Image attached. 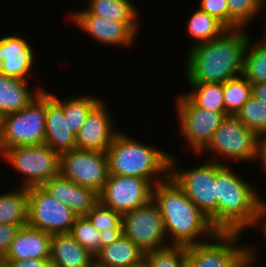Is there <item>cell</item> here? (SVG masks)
Masks as SVG:
<instances>
[{"label": "cell", "mask_w": 266, "mask_h": 267, "mask_svg": "<svg viewBox=\"0 0 266 267\" xmlns=\"http://www.w3.org/2000/svg\"><path fill=\"white\" fill-rule=\"evenodd\" d=\"M153 185L140 177L109 174L99 202L114 211L124 214L144 206L152 199Z\"/></svg>", "instance_id": "cell-14"}, {"label": "cell", "mask_w": 266, "mask_h": 267, "mask_svg": "<svg viewBox=\"0 0 266 267\" xmlns=\"http://www.w3.org/2000/svg\"><path fill=\"white\" fill-rule=\"evenodd\" d=\"M144 252L122 235L112 244L102 247L95 256V267H133L144 261Z\"/></svg>", "instance_id": "cell-23"}, {"label": "cell", "mask_w": 266, "mask_h": 267, "mask_svg": "<svg viewBox=\"0 0 266 267\" xmlns=\"http://www.w3.org/2000/svg\"><path fill=\"white\" fill-rule=\"evenodd\" d=\"M190 91L184 95L197 107L209 111L226 112L223 83H189Z\"/></svg>", "instance_id": "cell-27"}, {"label": "cell", "mask_w": 266, "mask_h": 267, "mask_svg": "<svg viewBox=\"0 0 266 267\" xmlns=\"http://www.w3.org/2000/svg\"><path fill=\"white\" fill-rule=\"evenodd\" d=\"M133 267H147L144 262L140 263L139 265L133 266Z\"/></svg>", "instance_id": "cell-45"}, {"label": "cell", "mask_w": 266, "mask_h": 267, "mask_svg": "<svg viewBox=\"0 0 266 267\" xmlns=\"http://www.w3.org/2000/svg\"><path fill=\"white\" fill-rule=\"evenodd\" d=\"M45 143L61 154L76 148V136L68 129L64 101L46 90Z\"/></svg>", "instance_id": "cell-19"}, {"label": "cell", "mask_w": 266, "mask_h": 267, "mask_svg": "<svg viewBox=\"0 0 266 267\" xmlns=\"http://www.w3.org/2000/svg\"><path fill=\"white\" fill-rule=\"evenodd\" d=\"M253 264H255V263L251 262V267H258V266L260 267L261 266V265L257 266V264L256 265H253Z\"/></svg>", "instance_id": "cell-46"}, {"label": "cell", "mask_w": 266, "mask_h": 267, "mask_svg": "<svg viewBox=\"0 0 266 267\" xmlns=\"http://www.w3.org/2000/svg\"><path fill=\"white\" fill-rule=\"evenodd\" d=\"M46 89L22 110L3 116L2 152L14 146L45 143Z\"/></svg>", "instance_id": "cell-6"}, {"label": "cell", "mask_w": 266, "mask_h": 267, "mask_svg": "<svg viewBox=\"0 0 266 267\" xmlns=\"http://www.w3.org/2000/svg\"><path fill=\"white\" fill-rule=\"evenodd\" d=\"M107 103L99 100L88 112L86 122L76 135V148L106 152L116 134L115 121L107 110Z\"/></svg>", "instance_id": "cell-16"}, {"label": "cell", "mask_w": 266, "mask_h": 267, "mask_svg": "<svg viewBox=\"0 0 266 267\" xmlns=\"http://www.w3.org/2000/svg\"><path fill=\"white\" fill-rule=\"evenodd\" d=\"M69 234L93 257L101 250L100 232L86 216H77Z\"/></svg>", "instance_id": "cell-33"}, {"label": "cell", "mask_w": 266, "mask_h": 267, "mask_svg": "<svg viewBox=\"0 0 266 267\" xmlns=\"http://www.w3.org/2000/svg\"><path fill=\"white\" fill-rule=\"evenodd\" d=\"M252 95L266 103V81L252 84Z\"/></svg>", "instance_id": "cell-42"}, {"label": "cell", "mask_w": 266, "mask_h": 267, "mask_svg": "<svg viewBox=\"0 0 266 267\" xmlns=\"http://www.w3.org/2000/svg\"><path fill=\"white\" fill-rule=\"evenodd\" d=\"M90 14L124 24H138V9L131 0H88Z\"/></svg>", "instance_id": "cell-25"}, {"label": "cell", "mask_w": 266, "mask_h": 267, "mask_svg": "<svg viewBox=\"0 0 266 267\" xmlns=\"http://www.w3.org/2000/svg\"><path fill=\"white\" fill-rule=\"evenodd\" d=\"M147 267H185L186 247L170 245L144 254Z\"/></svg>", "instance_id": "cell-34"}, {"label": "cell", "mask_w": 266, "mask_h": 267, "mask_svg": "<svg viewBox=\"0 0 266 267\" xmlns=\"http://www.w3.org/2000/svg\"><path fill=\"white\" fill-rule=\"evenodd\" d=\"M241 236L239 232H217L205 242L187 246L185 267H245L257 261V246H240Z\"/></svg>", "instance_id": "cell-5"}, {"label": "cell", "mask_w": 266, "mask_h": 267, "mask_svg": "<svg viewBox=\"0 0 266 267\" xmlns=\"http://www.w3.org/2000/svg\"><path fill=\"white\" fill-rule=\"evenodd\" d=\"M245 29H227L220 37L190 48L186 60L187 83H225L243 74L250 40Z\"/></svg>", "instance_id": "cell-1"}, {"label": "cell", "mask_w": 266, "mask_h": 267, "mask_svg": "<svg viewBox=\"0 0 266 267\" xmlns=\"http://www.w3.org/2000/svg\"><path fill=\"white\" fill-rule=\"evenodd\" d=\"M227 3L228 29L248 28L266 6V0H227Z\"/></svg>", "instance_id": "cell-29"}, {"label": "cell", "mask_w": 266, "mask_h": 267, "mask_svg": "<svg viewBox=\"0 0 266 267\" xmlns=\"http://www.w3.org/2000/svg\"><path fill=\"white\" fill-rule=\"evenodd\" d=\"M2 127H3V116L0 115V154L2 153Z\"/></svg>", "instance_id": "cell-43"}, {"label": "cell", "mask_w": 266, "mask_h": 267, "mask_svg": "<svg viewBox=\"0 0 266 267\" xmlns=\"http://www.w3.org/2000/svg\"><path fill=\"white\" fill-rule=\"evenodd\" d=\"M101 248L112 244L123 235V231L100 232Z\"/></svg>", "instance_id": "cell-41"}, {"label": "cell", "mask_w": 266, "mask_h": 267, "mask_svg": "<svg viewBox=\"0 0 266 267\" xmlns=\"http://www.w3.org/2000/svg\"><path fill=\"white\" fill-rule=\"evenodd\" d=\"M52 234L25 225L10 243L4 261L50 259Z\"/></svg>", "instance_id": "cell-20"}, {"label": "cell", "mask_w": 266, "mask_h": 267, "mask_svg": "<svg viewBox=\"0 0 266 267\" xmlns=\"http://www.w3.org/2000/svg\"><path fill=\"white\" fill-rule=\"evenodd\" d=\"M176 161L171 154L169 176L210 219L217 212V162L208 160L194 168L178 169Z\"/></svg>", "instance_id": "cell-7"}, {"label": "cell", "mask_w": 266, "mask_h": 267, "mask_svg": "<svg viewBox=\"0 0 266 267\" xmlns=\"http://www.w3.org/2000/svg\"><path fill=\"white\" fill-rule=\"evenodd\" d=\"M263 201L254 186L228 163H217V212L209 220L218 232L243 234Z\"/></svg>", "instance_id": "cell-3"}, {"label": "cell", "mask_w": 266, "mask_h": 267, "mask_svg": "<svg viewBox=\"0 0 266 267\" xmlns=\"http://www.w3.org/2000/svg\"><path fill=\"white\" fill-rule=\"evenodd\" d=\"M100 99L91 95H80L64 100V116L67 118L68 129L75 136L86 122L88 112Z\"/></svg>", "instance_id": "cell-31"}, {"label": "cell", "mask_w": 266, "mask_h": 267, "mask_svg": "<svg viewBox=\"0 0 266 267\" xmlns=\"http://www.w3.org/2000/svg\"><path fill=\"white\" fill-rule=\"evenodd\" d=\"M252 95V83L243 75L223 83V99L228 115H235Z\"/></svg>", "instance_id": "cell-30"}, {"label": "cell", "mask_w": 266, "mask_h": 267, "mask_svg": "<svg viewBox=\"0 0 266 267\" xmlns=\"http://www.w3.org/2000/svg\"><path fill=\"white\" fill-rule=\"evenodd\" d=\"M198 9L215 17L228 29V3L227 0H201Z\"/></svg>", "instance_id": "cell-36"}, {"label": "cell", "mask_w": 266, "mask_h": 267, "mask_svg": "<svg viewBox=\"0 0 266 267\" xmlns=\"http://www.w3.org/2000/svg\"><path fill=\"white\" fill-rule=\"evenodd\" d=\"M78 11V12H77ZM73 11L70 16L74 25L90 35L101 45L131 46L139 34L140 24H124L90 14L86 9Z\"/></svg>", "instance_id": "cell-15"}, {"label": "cell", "mask_w": 266, "mask_h": 267, "mask_svg": "<svg viewBox=\"0 0 266 267\" xmlns=\"http://www.w3.org/2000/svg\"><path fill=\"white\" fill-rule=\"evenodd\" d=\"M245 267H251V262H248Z\"/></svg>", "instance_id": "cell-47"}, {"label": "cell", "mask_w": 266, "mask_h": 267, "mask_svg": "<svg viewBox=\"0 0 266 267\" xmlns=\"http://www.w3.org/2000/svg\"><path fill=\"white\" fill-rule=\"evenodd\" d=\"M181 95V96H180ZM175 102L180 135L196 155L210 143L213 133L221 124L226 112L209 111L195 106L183 93Z\"/></svg>", "instance_id": "cell-11"}, {"label": "cell", "mask_w": 266, "mask_h": 267, "mask_svg": "<svg viewBox=\"0 0 266 267\" xmlns=\"http://www.w3.org/2000/svg\"><path fill=\"white\" fill-rule=\"evenodd\" d=\"M28 80L7 77L0 72V115L16 113L26 107L42 90L29 89Z\"/></svg>", "instance_id": "cell-22"}, {"label": "cell", "mask_w": 266, "mask_h": 267, "mask_svg": "<svg viewBox=\"0 0 266 267\" xmlns=\"http://www.w3.org/2000/svg\"><path fill=\"white\" fill-rule=\"evenodd\" d=\"M42 187L77 216H85L99 202V193L95 190L76 184L60 174L46 181Z\"/></svg>", "instance_id": "cell-18"}, {"label": "cell", "mask_w": 266, "mask_h": 267, "mask_svg": "<svg viewBox=\"0 0 266 267\" xmlns=\"http://www.w3.org/2000/svg\"><path fill=\"white\" fill-rule=\"evenodd\" d=\"M259 160L266 173V132L258 134L254 161Z\"/></svg>", "instance_id": "cell-38"}, {"label": "cell", "mask_w": 266, "mask_h": 267, "mask_svg": "<svg viewBox=\"0 0 266 267\" xmlns=\"http://www.w3.org/2000/svg\"><path fill=\"white\" fill-rule=\"evenodd\" d=\"M152 199L160 209L169 245H196L218 232L170 176L153 186Z\"/></svg>", "instance_id": "cell-2"}, {"label": "cell", "mask_w": 266, "mask_h": 267, "mask_svg": "<svg viewBox=\"0 0 266 267\" xmlns=\"http://www.w3.org/2000/svg\"><path fill=\"white\" fill-rule=\"evenodd\" d=\"M59 174L100 193L109 176L106 152L72 149L60 154Z\"/></svg>", "instance_id": "cell-12"}, {"label": "cell", "mask_w": 266, "mask_h": 267, "mask_svg": "<svg viewBox=\"0 0 266 267\" xmlns=\"http://www.w3.org/2000/svg\"><path fill=\"white\" fill-rule=\"evenodd\" d=\"M8 267H51L50 259L5 261Z\"/></svg>", "instance_id": "cell-39"}, {"label": "cell", "mask_w": 266, "mask_h": 267, "mask_svg": "<svg viewBox=\"0 0 266 267\" xmlns=\"http://www.w3.org/2000/svg\"><path fill=\"white\" fill-rule=\"evenodd\" d=\"M28 188L0 194V224L28 225Z\"/></svg>", "instance_id": "cell-24"}, {"label": "cell", "mask_w": 266, "mask_h": 267, "mask_svg": "<svg viewBox=\"0 0 266 267\" xmlns=\"http://www.w3.org/2000/svg\"><path fill=\"white\" fill-rule=\"evenodd\" d=\"M266 20V19H265ZM265 27H264V29L266 28V21H265V25H264ZM264 35L266 36V29L264 30Z\"/></svg>", "instance_id": "cell-48"}, {"label": "cell", "mask_w": 266, "mask_h": 267, "mask_svg": "<svg viewBox=\"0 0 266 267\" xmlns=\"http://www.w3.org/2000/svg\"><path fill=\"white\" fill-rule=\"evenodd\" d=\"M256 225L262 228L261 231L263 232L262 233L264 235L263 237H265L266 240V201H263L258 206L254 218L248 228H250L251 226L255 227Z\"/></svg>", "instance_id": "cell-40"}, {"label": "cell", "mask_w": 266, "mask_h": 267, "mask_svg": "<svg viewBox=\"0 0 266 267\" xmlns=\"http://www.w3.org/2000/svg\"><path fill=\"white\" fill-rule=\"evenodd\" d=\"M19 229V225L0 224V259L4 258Z\"/></svg>", "instance_id": "cell-37"}, {"label": "cell", "mask_w": 266, "mask_h": 267, "mask_svg": "<svg viewBox=\"0 0 266 267\" xmlns=\"http://www.w3.org/2000/svg\"><path fill=\"white\" fill-rule=\"evenodd\" d=\"M186 29L189 35L194 38L195 42L190 48L214 40L227 30L215 17L202 12L198 8L194 10L187 20Z\"/></svg>", "instance_id": "cell-26"}, {"label": "cell", "mask_w": 266, "mask_h": 267, "mask_svg": "<svg viewBox=\"0 0 266 267\" xmlns=\"http://www.w3.org/2000/svg\"><path fill=\"white\" fill-rule=\"evenodd\" d=\"M0 267H8L7 263L4 261V259H0Z\"/></svg>", "instance_id": "cell-44"}, {"label": "cell", "mask_w": 266, "mask_h": 267, "mask_svg": "<svg viewBox=\"0 0 266 267\" xmlns=\"http://www.w3.org/2000/svg\"><path fill=\"white\" fill-rule=\"evenodd\" d=\"M122 231L144 253L170 246L160 209L153 199L122 215Z\"/></svg>", "instance_id": "cell-10"}, {"label": "cell", "mask_w": 266, "mask_h": 267, "mask_svg": "<svg viewBox=\"0 0 266 267\" xmlns=\"http://www.w3.org/2000/svg\"><path fill=\"white\" fill-rule=\"evenodd\" d=\"M1 156L22 174V187L42 186L59 175L60 154L46 144L14 146L5 149Z\"/></svg>", "instance_id": "cell-8"}, {"label": "cell", "mask_w": 266, "mask_h": 267, "mask_svg": "<svg viewBox=\"0 0 266 267\" xmlns=\"http://www.w3.org/2000/svg\"><path fill=\"white\" fill-rule=\"evenodd\" d=\"M28 225L49 234L69 233L77 215L42 186L28 187Z\"/></svg>", "instance_id": "cell-13"}, {"label": "cell", "mask_w": 266, "mask_h": 267, "mask_svg": "<svg viewBox=\"0 0 266 267\" xmlns=\"http://www.w3.org/2000/svg\"><path fill=\"white\" fill-rule=\"evenodd\" d=\"M50 262L51 267H95V257L69 233L52 235Z\"/></svg>", "instance_id": "cell-21"}, {"label": "cell", "mask_w": 266, "mask_h": 267, "mask_svg": "<svg viewBox=\"0 0 266 267\" xmlns=\"http://www.w3.org/2000/svg\"><path fill=\"white\" fill-rule=\"evenodd\" d=\"M257 137L258 134L248 129L235 115H227L201 153L207 150L214 153V157L209 160L220 164H226L228 160L251 162L255 157Z\"/></svg>", "instance_id": "cell-9"}, {"label": "cell", "mask_w": 266, "mask_h": 267, "mask_svg": "<svg viewBox=\"0 0 266 267\" xmlns=\"http://www.w3.org/2000/svg\"><path fill=\"white\" fill-rule=\"evenodd\" d=\"M33 51L27 39L19 35L0 38V72L16 79L32 78L36 58Z\"/></svg>", "instance_id": "cell-17"}, {"label": "cell", "mask_w": 266, "mask_h": 267, "mask_svg": "<svg viewBox=\"0 0 266 267\" xmlns=\"http://www.w3.org/2000/svg\"><path fill=\"white\" fill-rule=\"evenodd\" d=\"M238 120L257 134L266 132V103L253 95L235 114Z\"/></svg>", "instance_id": "cell-32"}, {"label": "cell", "mask_w": 266, "mask_h": 267, "mask_svg": "<svg viewBox=\"0 0 266 267\" xmlns=\"http://www.w3.org/2000/svg\"><path fill=\"white\" fill-rule=\"evenodd\" d=\"M264 37V38H263ZM248 42L243 66V76L252 84L266 81V36L261 41ZM253 44V45H252Z\"/></svg>", "instance_id": "cell-28"}, {"label": "cell", "mask_w": 266, "mask_h": 267, "mask_svg": "<svg viewBox=\"0 0 266 267\" xmlns=\"http://www.w3.org/2000/svg\"><path fill=\"white\" fill-rule=\"evenodd\" d=\"M99 232L122 231V214L98 202L86 215Z\"/></svg>", "instance_id": "cell-35"}, {"label": "cell", "mask_w": 266, "mask_h": 267, "mask_svg": "<svg viewBox=\"0 0 266 267\" xmlns=\"http://www.w3.org/2000/svg\"><path fill=\"white\" fill-rule=\"evenodd\" d=\"M137 140L123 131L116 134L106 151L109 174L140 177L154 186L169 177L171 154Z\"/></svg>", "instance_id": "cell-4"}]
</instances>
